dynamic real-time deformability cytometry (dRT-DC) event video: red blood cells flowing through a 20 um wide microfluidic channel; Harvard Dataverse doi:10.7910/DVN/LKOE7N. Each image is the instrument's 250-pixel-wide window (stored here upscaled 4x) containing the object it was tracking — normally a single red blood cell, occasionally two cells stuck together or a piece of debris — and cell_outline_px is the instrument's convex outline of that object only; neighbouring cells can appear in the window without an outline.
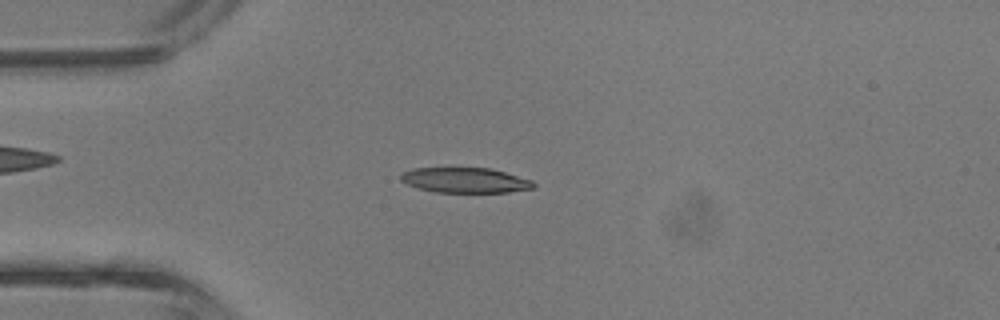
{"species": "common noctule bat (a hibernating species)", "species_latin": "Nyctalus noctula", "temperature_condition": "room temperature", "stored_images_in_passage": 35, "camera_frame_rate_fps": 3000, "um_per_image_px": 0.085, "animal": {"sex": "male", "body_mass_g": 13.3}, "frame": {"image": 1, "passage_image": 5, "time_ms": 1.333, "image_size_px": [1000, 320], "cell_outline_px": [[536, 184], [532, 188], [508, 192], [436, 192], [420, 188], [408, 184], [400, 180], [400, 176], [404, 172], [412, 168], [492, 168], [532, 180]], "centroid_in_image_um": [39.55, 15.31], "position_along_channel_um": 45.4, "area_um2": 19.31}}
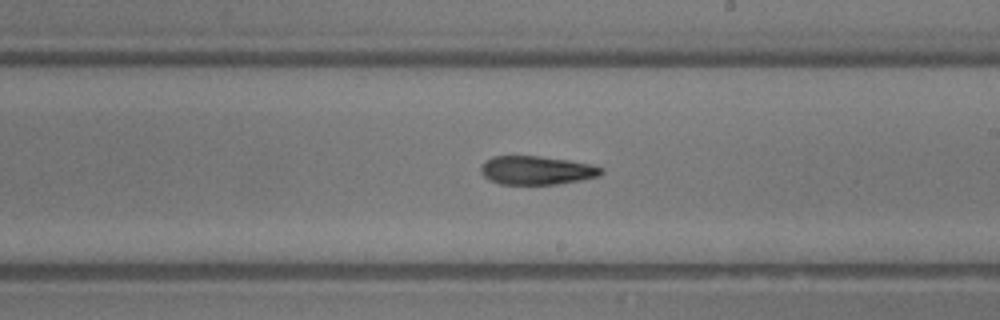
{"frame": {"image": 2, "passage_image": 18, "time_ms": 5.667, "image_size_px": [1000, 320], "cell_outline_px": [[604, 172], [600, 176], [580, 180], [556, 184], [500, 184], [488, 180], [480, 172], [480, 168], [492, 156], [536, 156], [568, 160], [592, 164], [604, 168]], "centroid_in_image_um": [45.64, 14.48], "position_along_channel_um": 243.4, "area_um2": 20.06}}
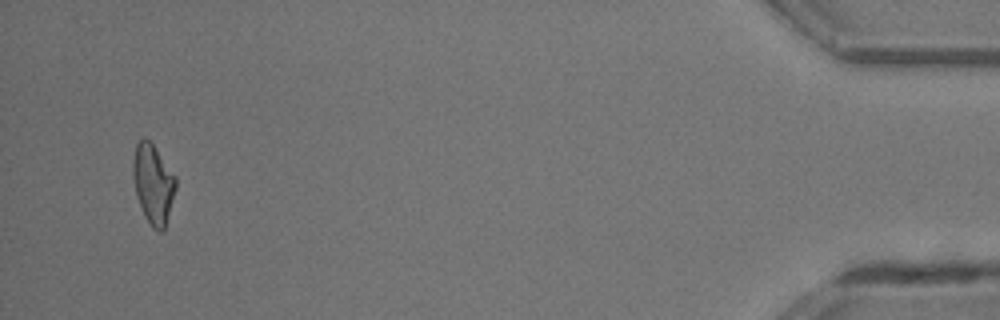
{"frame": {"image": 3, "passage_image": 34, "time_ms": 11.0, "image_size_px": [1000, 320], "cell_outline_px": [[176, 188], [164, 232], [156, 232], [152, 228], [144, 216], [136, 196], [132, 176], [132, 164], [136, 144], [144, 136], [152, 144], [176, 176]], "centroid_in_image_um": [13.01, 15.67], "position_along_channel_um": 422.2, "area_um2": 20.0}, "authors_computed_cell_mechanics": {"area_um2": 20.23, "velocity_mm_per_s": 4.9568, "shape_relaxation_time_tau1_ms": 6.9493, "shape_relaxation_time_tau2_ms": 2.7848, "deformation_change_tau1": 0.243, "deformation_change_tau2": 0.1351}}